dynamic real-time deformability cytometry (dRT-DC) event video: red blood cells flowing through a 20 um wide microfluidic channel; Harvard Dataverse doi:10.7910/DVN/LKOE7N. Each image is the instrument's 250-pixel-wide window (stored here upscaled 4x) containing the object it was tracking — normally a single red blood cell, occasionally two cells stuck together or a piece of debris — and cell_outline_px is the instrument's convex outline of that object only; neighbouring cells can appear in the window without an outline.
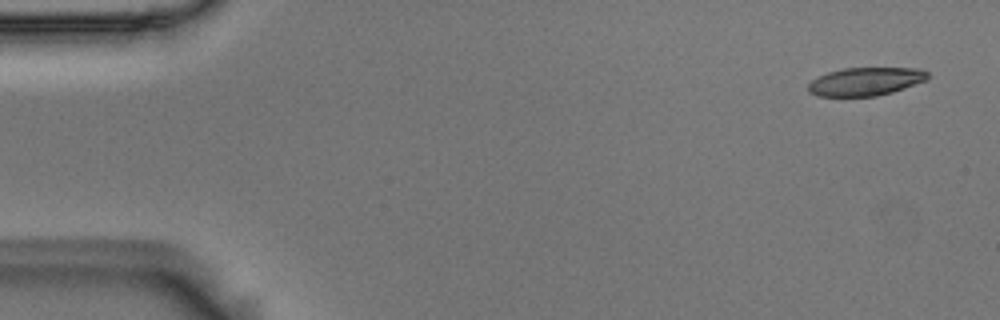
{"species": "Egyptian fruit bat (a non-hibernating species)", "species_latin": "Rousettus aegyptiacus", "temperature_condition": "room temperature", "stored_images_in_passage": 5, "camera_frame_rate_fps": 3000, "um_per_image_px": 0.085, "animal": {"sex": "male"}, "frame": {"image": 1, "passage_image": 1, "time_ms": 0.0, "image_size_px": [1000, 320], "cell_outline_px": [[928, 80], [892, 92], [876, 96], [816, 96], [808, 92], [808, 84], [812, 80], [828, 72], [844, 68], [920, 68], [928, 72]], "centroid_in_image_um": [73.58, 6.93], "position_along_channel_um": 11.4, "area_um2": 19.65}}
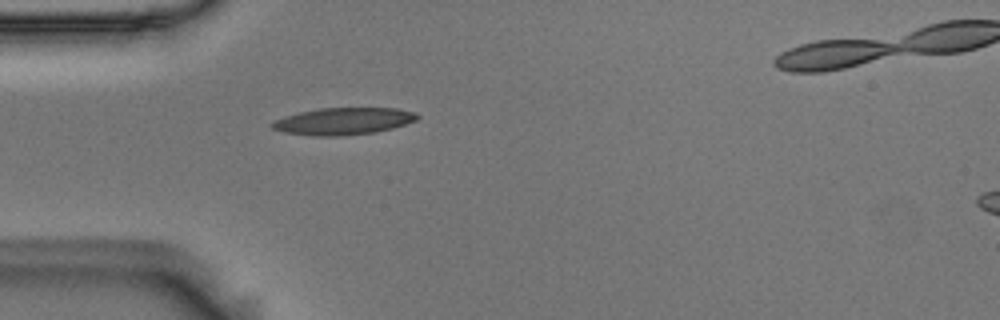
{"frame": {"image": 2, "passage_image": 4, "time_ms": 1.0, "image_size_px": [1000, 320], "cell_outline_px": [[420, 116], [416, 120], [392, 128], [376, 132], [340, 136], [312, 136], [284, 132], [272, 128], [268, 124], [284, 116], [300, 112], [320, 108], [396, 108], [416, 112]], "centroid_in_image_um": [29.18, 10.3], "position_along_channel_um": 55.8, "area_um2": 22.89}}